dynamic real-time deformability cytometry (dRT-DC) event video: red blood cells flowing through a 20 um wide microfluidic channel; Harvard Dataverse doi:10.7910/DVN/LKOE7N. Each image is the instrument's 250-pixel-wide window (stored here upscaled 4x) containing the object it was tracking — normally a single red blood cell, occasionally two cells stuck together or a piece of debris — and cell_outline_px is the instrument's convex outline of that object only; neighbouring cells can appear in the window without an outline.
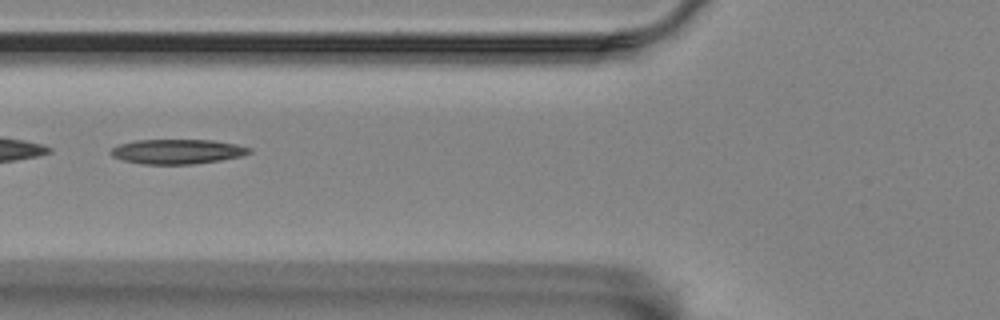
{"species": "Egyptian fruit bat (a non-hibernating species)", "species_latin": "Rousettus aegyptiacus", "temperature_condition": "room temperature", "stored_images_in_passage": 41, "camera_frame_rate_fps": 3000, "um_per_image_px": 0.085, "animal": {"sex": "female"}, "frame": {"image": 1, "passage_image": 7, "time_ms": 2.0, "image_size_px": [1000, 320], "cell_outline_px": [[252, 152], [240, 156], [220, 160], [192, 164], [144, 164], [124, 160], [112, 156], [108, 152], [116, 144], [136, 140], [212, 140], [236, 144], [252, 148]], "centroid_in_image_um": [15.04, 12.87], "position_along_channel_um": 110.8, "area_um2": 19.94}}